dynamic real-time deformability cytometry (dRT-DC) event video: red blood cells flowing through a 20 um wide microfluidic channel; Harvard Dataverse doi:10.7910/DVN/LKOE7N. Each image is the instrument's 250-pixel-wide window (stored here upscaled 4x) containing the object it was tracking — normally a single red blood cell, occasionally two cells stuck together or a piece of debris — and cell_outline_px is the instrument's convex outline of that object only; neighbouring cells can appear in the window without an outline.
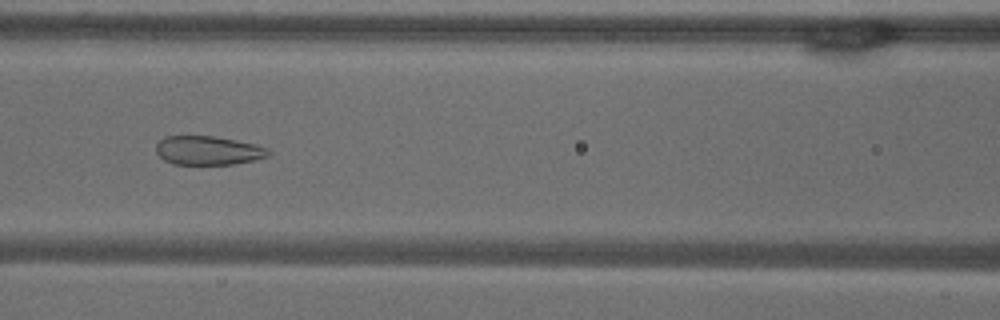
{"species": "common noctule bat (a hibernating species)", "species_latin": "Nyctalus noctula", "temperature_condition": "warm", "stored_images_in_passage": 40, "camera_frame_rate_fps": 3000, "um_per_image_px": 0.085, "animal": {"sex": "male", "body_mass_g": 18.8}, "frame": {"image": 1, "passage_image": 9, "time_ms": 2.667, "image_size_px": [1000, 320], "cell_outline_px": [[272, 152], [268, 156], [256, 160], [232, 164], [172, 164], [164, 160], [156, 152], [156, 144], [164, 136], [216, 136], [256, 144], [268, 148]], "centroid_in_image_um": [17.71, 12.78], "position_along_channel_um": 148.9, "area_um2": 19.07}}
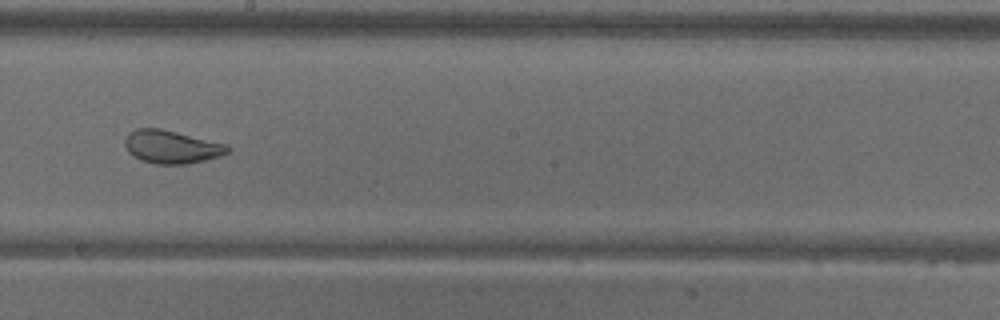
{"frame": {"image": 2, "passage_image": 16, "time_ms": 5.0, "image_size_px": [1000, 320], "cell_outline_px": [[232, 148], [228, 152], [220, 156], [188, 164], [156, 164], [140, 160], [132, 156], [128, 152], [124, 144], [124, 140], [128, 132], [136, 128], [160, 128], [228, 144]], "centroid_in_image_um": [14.56, 12.48], "position_along_channel_um": 233.6, "area_um2": 20.06}}
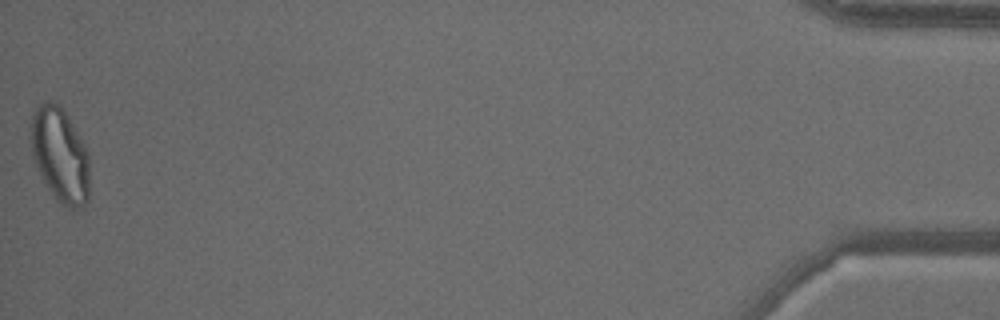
{"frame": {"image": 3, "passage_image": 40, "time_ms": 13.0, "image_size_px": [1000, 320], "cell_outline_px": [[88, 200], [80, 208], [68, 208], [60, 204], [56, 200], [48, 188], [36, 164], [32, 152], [28, 136], [32, 112], [44, 100], [52, 100], [60, 104], [84, 144], [88, 152]], "centroid_in_image_um": [5.07, 13.13], "position_along_channel_um": 430.1, "area_um2": 32.54}, "authors_computed_cell_mechanics": {"area_um2": 22.4264, "velocity_mm_per_s": 3.6383, "shape_relaxation_time_tau1_ms": null, "shape_relaxation_time_tau2_ms": 0.8357, "deformation_change_tau1": null, "deformation_change_tau2": 0.0794}}